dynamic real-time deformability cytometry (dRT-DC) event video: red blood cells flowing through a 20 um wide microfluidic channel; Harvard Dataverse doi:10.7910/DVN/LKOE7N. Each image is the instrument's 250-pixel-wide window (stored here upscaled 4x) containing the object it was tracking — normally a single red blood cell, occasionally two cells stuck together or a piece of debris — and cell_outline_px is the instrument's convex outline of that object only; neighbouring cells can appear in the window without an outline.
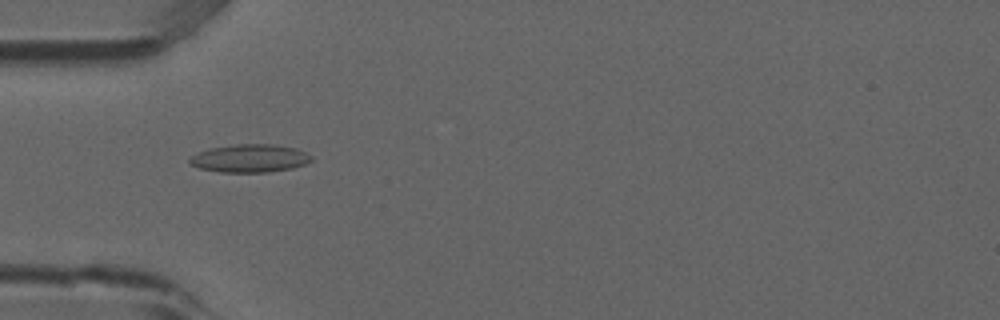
{"species": "common noctule bat (a hibernating species)", "species_latin": "Nyctalus noctula", "temperature_condition": "room temperature", "stored_images_in_passage": 2, "camera_frame_rate_fps": 3000, "um_per_image_px": 0.085, "animal": {"sex": "male", "forearm_length_mm": 52.5}, "frame": {"image": 1, "passage_image": 2, "time_ms": 0.333, "image_size_px": [1000, 320], "cell_outline_px": [[312, 160], [304, 164], [292, 168], [268, 172], [220, 172], [200, 168], [188, 164], [188, 160], [192, 156], [208, 148], [236, 144], [276, 144], [296, 148], [312, 156]], "centroid_in_image_um": [21.22, 13.45], "position_along_channel_um": 63.8, "area_um2": 19.88}}